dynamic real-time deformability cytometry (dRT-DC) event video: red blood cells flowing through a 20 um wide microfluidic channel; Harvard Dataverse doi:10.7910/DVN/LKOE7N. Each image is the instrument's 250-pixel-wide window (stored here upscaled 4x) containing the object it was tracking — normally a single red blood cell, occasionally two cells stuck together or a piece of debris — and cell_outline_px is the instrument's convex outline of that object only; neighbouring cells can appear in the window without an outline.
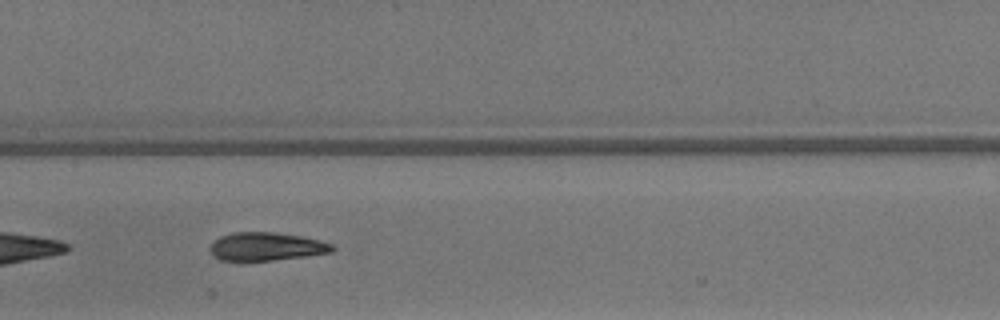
{"species": "common noctule bat (a hibernating species)", "species_latin": "Nyctalus noctula", "temperature_condition": "warm", "stored_images_in_passage": 15, "camera_frame_rate_fps": 3000, "um_per_image_px": 0.085, "animal": {"sex": "male", "body_mass_g": 13.3}, "frame": {"image": 1, "passage_image": 9, "time_ms": 2.667, "image_size_px": [1000, 320], "cell_outline_px": [[336, 248], [332, 252], [304, 256], [244, 264], [240, 264], [220, 260], [212, 256], [208, 248], [220, 236], [232, 232], [272, 232], [300, 236], [320, 240], [332, 244]], "centroid_in_image_um": [22.55, 21.0], "position_along_channel_um": 184.9, "area_um2": 20.87}}